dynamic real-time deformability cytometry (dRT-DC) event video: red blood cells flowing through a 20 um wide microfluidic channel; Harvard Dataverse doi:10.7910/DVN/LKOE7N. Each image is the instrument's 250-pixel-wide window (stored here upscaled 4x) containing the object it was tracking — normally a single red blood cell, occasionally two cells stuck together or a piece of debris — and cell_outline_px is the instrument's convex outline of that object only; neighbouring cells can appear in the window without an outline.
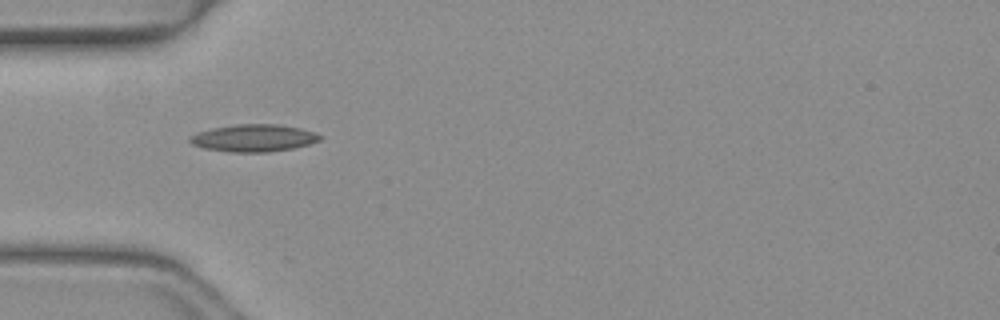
{"species": "common noctule bat (a hibernating species)", "species_latin": "Nyctalus noctula", "temperature_condition": "warm", "stored_images_in_passage": 35, "camera_frame_rate_fps": 3000, "um_per_image_px": 0.085, "animal": {"sex": "female", "body_mass_g": 19.3, "forearm_length_mm": 54.1}, "frame": {"image": 1, "passage_image": 1, "time_ms": 0.0, "image_size_px": [1000, 320], "cell_outline_px": [[324, 136], [320, 140], [308, 144], [292, 148], [268, 152], [228, 152], [204, 148], [192, 144], [188, 140], [188, 136], [196, 132], [212, 128], [236, 124], [280, 124], [300, 128], [316, 132]], "centroid_in_image_um": [21.55, 11.72], "position_along_channel_um": 63.5, "area_um2": 20.87}}
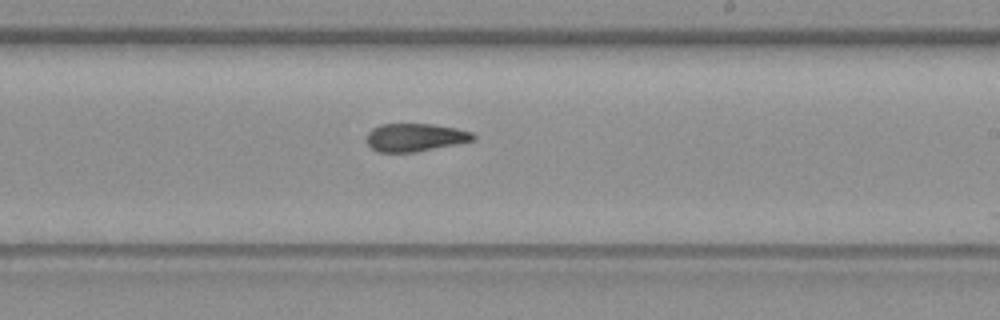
{"frame": {"image": 2, "passage_image": 15, "time_ms": 4.667, "image_size_px": [1000, 320], "cell_outline_px": [[476, 140], [416, 152], [376, 152], [364, 140], [368, 132], [372, 128], [380, 124], [432, 124], [456, 128], [472, 132], [476, 136]], "centroid_in_image_um": [35.26, 11.68], "position_along_channel_um": 253.7, "area_um2": 17.57}}
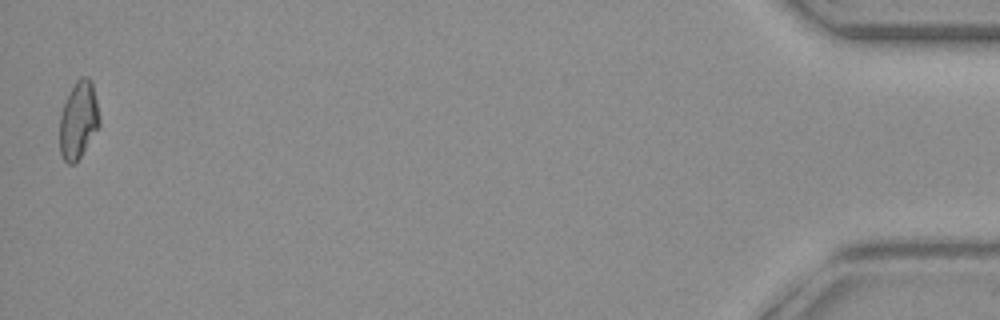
{"frame": {"image": 3, "passage_image": 35, "time_ms": 11.333, "image_size_px": [1000, 320], "cell_outline_px": [[100, 124], [76, 164], [68, 164], [64, 160], [60, 152], [60, 116], [64, 104], [76, 80], [80, 76], [88, 76], [92, 80], [100, 120]], "centroid_in_image_um": [6.67, 10.21], "position_along_channel_um": 428.5, "area_um2": 17.8}, "authors_computed_cell_mechanics": {"area_um2": 18.0336, "velocity_mm_per_s": 4.0887, "shape_relaxation_time_tau1_ms": null, "shape_relaxation_time_tau2_ms": 2.7888, "deformation_change_tau1": null, "deformation_change_tau2": 0.1076}}